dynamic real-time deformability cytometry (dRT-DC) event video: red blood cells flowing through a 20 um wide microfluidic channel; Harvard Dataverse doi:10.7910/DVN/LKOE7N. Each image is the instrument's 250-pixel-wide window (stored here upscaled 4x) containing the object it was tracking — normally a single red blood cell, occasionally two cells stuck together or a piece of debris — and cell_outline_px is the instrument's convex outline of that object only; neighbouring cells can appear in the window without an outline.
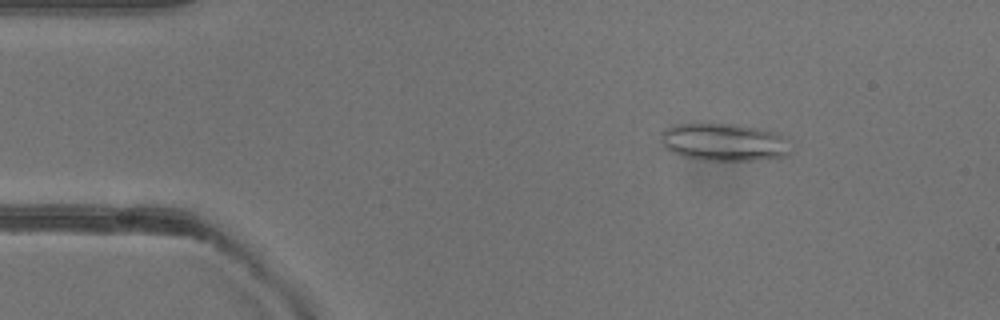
{"species": "common noctule bat (a hibernating species)", "species_latin": "Nyctalus noctula", "temperature_condition": "warm", "stored_images_in_passage": 46, "camera_frame_rate_fps": 3000, "um_per_image_px": 0.085, "animal": {"sex": "female"}, "frame": {"image": 1, "passage_image": 3, "time_ms": 0.667, "image_size_px": [1000, 320], "cell_outline_px": [[788, 152], [784, 156], [752, 160], [700, 160], [684, 156], [672, 152], [664, 148], [664, 128], [672, 124], [736, 124], [760, 128], [776, 132], [788, 140]], "centroid_in_image_um": [61.54, 12.07], "position_along_channel_um": 23.5, "area_um2": 28.09}}
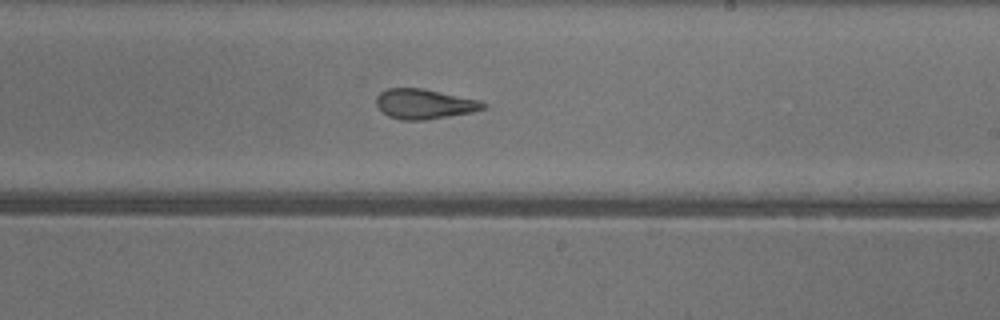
{"frame": {"image": 2, "passage_image": 25, "time_ms": 8.0, "image_size_px": [1000, 320], "cell_outline_px": [[488, 104], [484, 108], [472, 112], [424, 120], [404, 120], [388, 116], [376, 104], [376, 96], [380, 92], [388, 88], [424, 88], [480, 100]], "centroid_in_image_um": [36.08, 8.82], "position_along_channel_um": 252.9, "area_um2": 18.61}}
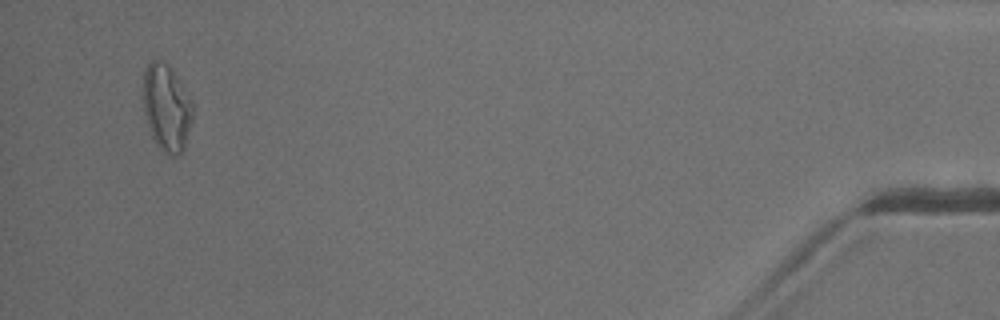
{"frame": {"image": 3, "passage_image": 44, "time_ms": 14.333, "image_size_px": [1000, 320], "cell_outline_px": [[192, 116], [184, 148], [180, 156], [168, 156], [156, 144], [152, 136], [144, 112], [144, 72], [148, 60], [160, 60], [168, 64], [172, 68], [192, 100]], "centroid_in_image_um": [14.16, 9.14], "position_along_channel_um": 421.0, "area_um2": 25.03}, "authors_computed_cell_mechanics": {"area_um2": 20.4034, "velocity_mm_per_s": 4.0364, "shape_relaxation_time_tau1_ms": null, "shape_relaxation_time_tau2_ms": 2.1081, "deformation_change_tau1": null, "deformation_change_tau2": 0.1077}}